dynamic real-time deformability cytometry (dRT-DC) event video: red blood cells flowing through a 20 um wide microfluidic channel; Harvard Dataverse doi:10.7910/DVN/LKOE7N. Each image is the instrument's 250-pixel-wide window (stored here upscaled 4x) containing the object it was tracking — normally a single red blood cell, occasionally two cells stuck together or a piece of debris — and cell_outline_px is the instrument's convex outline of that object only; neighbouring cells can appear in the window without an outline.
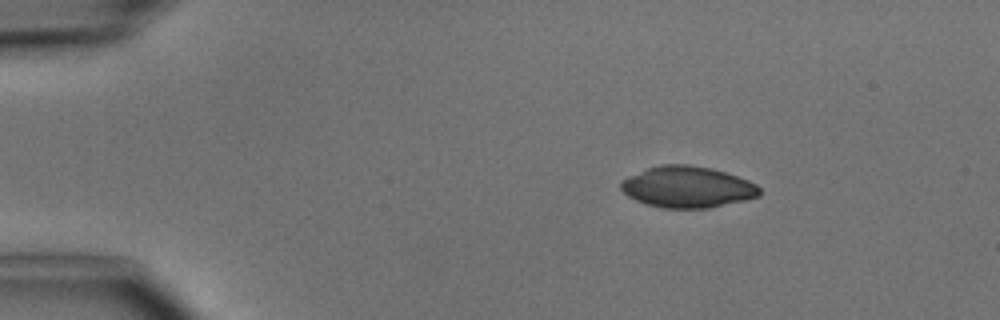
{"species": "common noctule bat (a hibernating species)", "species_latin": "Nyctalus noctula", "temperature_condition": "cold", "stored_images_in_passage": 3, "camera_frame_rate_fps": 3000, "um_per_image_px": 0.085, "animal": {"sex": "male", "body_mass_g": 15.6}, "frame": {"image": 1, "passage_image": 1, "time_ms": 0.0, "image_size_px": [1000, 320], "cell_outline_px": [[760, 196], [744, 200], [708, 208], [664, 208], [644, 204], [628, 196], [620, 188], [620, 180], [628, 176], [648, 168], [660, 164], [688, 164], [712, 168], [748, 180], [756, 184], [760, 188]], "centroid_in_image_um": [58.41, 15.89], "position_along_channel_um": 26.6, "area_um2": 33.41}}